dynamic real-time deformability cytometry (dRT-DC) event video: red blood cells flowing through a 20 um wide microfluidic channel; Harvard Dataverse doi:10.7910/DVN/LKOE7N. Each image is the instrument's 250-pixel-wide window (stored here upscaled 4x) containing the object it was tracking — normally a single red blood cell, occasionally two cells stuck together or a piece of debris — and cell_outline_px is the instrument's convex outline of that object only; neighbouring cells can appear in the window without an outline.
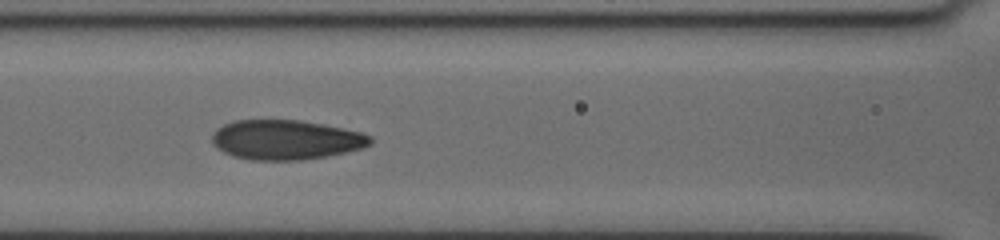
{"species": "human", "species_latin": "Homo sapiens", "temperature_condition": "cold", "stored_images_in_passage": 9, "segment_of_instrument_passage": [1, 2], "camera_frame_rate_fps": 3000, "um_per_image_px": 0.085, "donor": {"sex": "female"}, "frame": {"image": 1, "passage_image": 7, "time_ms": 4.667, "image_size_px": [1000, 240], "cell_outline_px": [[372, 144], [364, 148], [324, 156], [300, 160], [252, 160], [232, 156], [216, 148], [212, 144], [212, 136], [216, 128], [224, 124], [236, 120], [296, 120], [324, 124], [360, 132], [372, 136]], "centroid_in_image_um": [24.28, 11.88], "position_along_channel_um": 142.3, "area_um2": 36.59}}
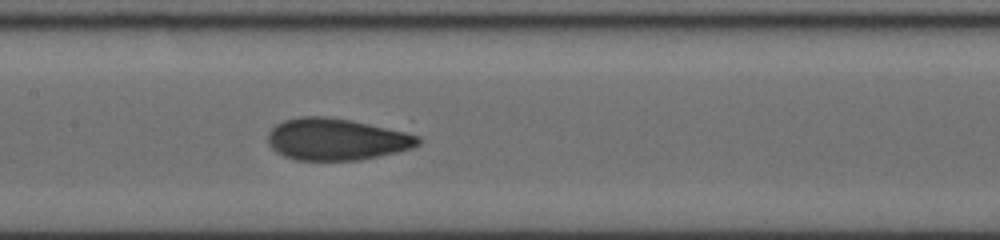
{"frame": {"image": 2, "passage_image": 8, "time_ms": 5.667, "image_size_px": [1000, 240], "cell_outline_px": [[420, 144], [412, 148], [396, 152], [360, 160], [296, 160], [284, 156], [276, 152], [268, 144], [268, 132], [276, 124], [284, 120], [300, 116], [324, 116], [352, 120], [404, 132], [420, 136]], "centroid_in_image_um": [28.56, 11.84], "position_along_channel_um": 178.8, "area_um2": 36.59}}